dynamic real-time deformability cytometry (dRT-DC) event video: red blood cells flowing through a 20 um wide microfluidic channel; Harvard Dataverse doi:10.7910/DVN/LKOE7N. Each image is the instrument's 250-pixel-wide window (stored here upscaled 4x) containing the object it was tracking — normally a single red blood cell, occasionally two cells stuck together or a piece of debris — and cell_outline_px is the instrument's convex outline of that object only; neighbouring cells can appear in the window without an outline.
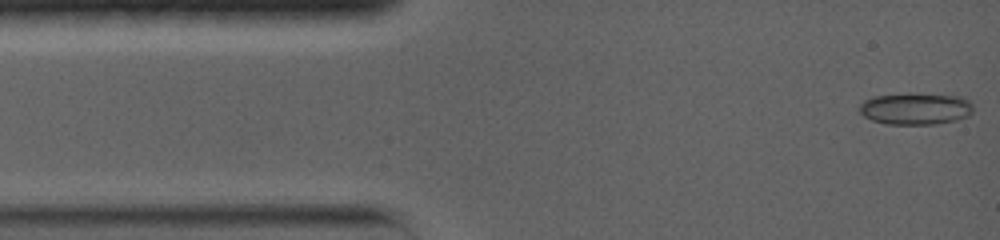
{"species": "common noctule bat (a hibernating species)", "species_latin": "Nyctalus noctula", "temperature_condition": "warm", "stored_images_in_passage": 84, "camera_frame_rate_fps": 5000, "um_per_image_px": 0.085, "animal": {"sex": "female", "body_mass_g": 19.0, "forearm_length_mm": 56.7}, "frame": {"image": 1, "passage_image": 1, "time_ms": 0.0, "image_size_px": [1000, 240], "cell_outline_px": [[972, 112], [968, 116], [956, 120], [936, 124], [888, 124], [872, 120], [864, 116], [860, 112], [860, 104], [864, 100], [872, 96], [908, 92], [968, 96], [972, 104]], "centroid_in_image_um": [77.86, 9.2], "position_along_channel_um": 7.1, "area_um2": 21.68}}
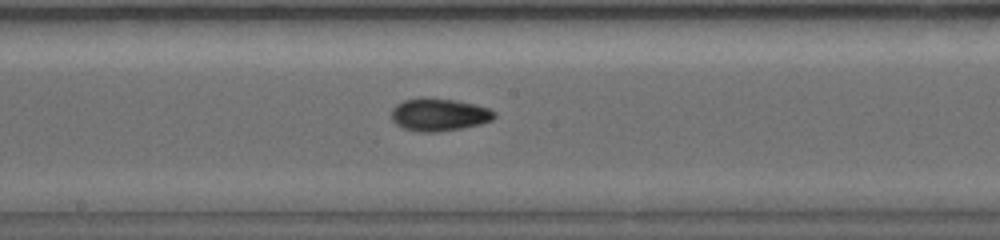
{"frame": {"image": 2, "passage_image": 37, "time_ms": 7.2, "image_size_px": [1000, 240], "cell_outline_px": [[496, 116], [492, 120], [480, 124], [460, 128], [436, 132], [420, 132], [404, 128], [396, 124], [392, 120], [392, 108], [396, 104], [404, 100], [420, 96], [456, 100], [476, 104], [488, 108], [496, 112]], "centroid_in_image_um": [37.31, 9.72], "position_along_channel_um": 210.9, "area_um2": 19.77}}
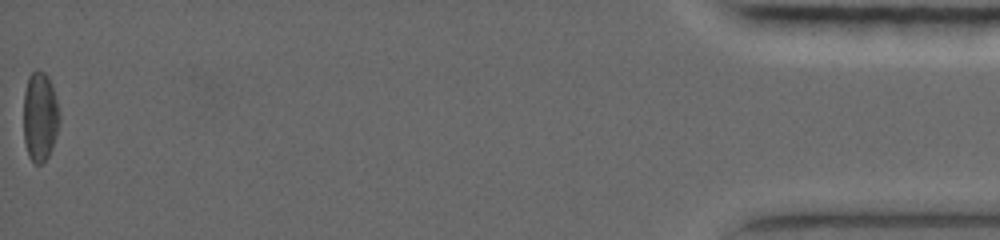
{"frame": {"image": 3, "passage_image": 84, "time_ms": 16.6, "image_size_px": [1000, 240], "cell_outline_px": [[60, 120], [56, 136], [52, 148], [48, 156], [40, 164], [36, 164], [28, 156], [24, 140], [24, 92], [28, 76], [36, 68], [44, 72], [48, 76], [52, 84], [60, 116]], "centroid_in_image_um": [3.4, 9.88], "position_along_channel_um": 431.8, "area_um2": 18.84}, "authors_computed_cell_mechanics": {"area_um2": 18.785, "velocity_mm_per_s": 3.8445, "shape_relaxation_time_tau1_ms": 7.7937, "shape_relaxation_time_tau2_ms": 7.02, "deformation_change_tau1": 0.1519, "deformation_change_tau2": 0.0817}}